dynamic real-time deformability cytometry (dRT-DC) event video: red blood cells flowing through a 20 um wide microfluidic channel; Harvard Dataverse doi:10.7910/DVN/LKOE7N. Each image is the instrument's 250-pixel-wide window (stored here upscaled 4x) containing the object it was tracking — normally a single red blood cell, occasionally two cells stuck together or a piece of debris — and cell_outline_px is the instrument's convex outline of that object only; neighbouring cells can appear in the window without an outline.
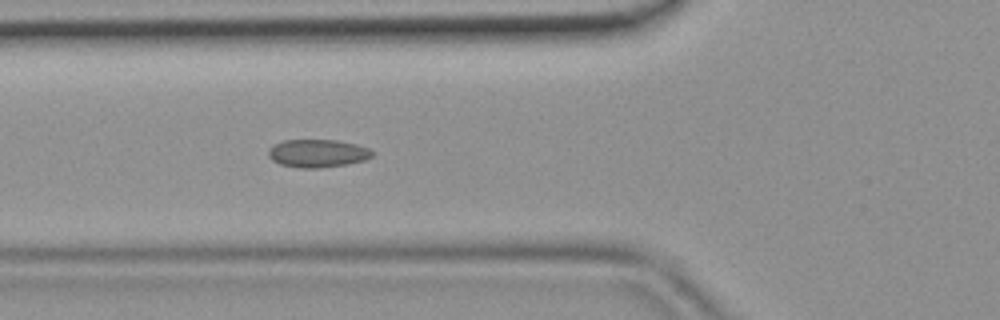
{"species": "common noctule bat (a hibernating species)", "species_latin": "Nyctalus noctula", "temperature_condition": "room temperature", "stored_images_in_passage": 46, "camera_frame_rate_fps": 3000, "um_per_image_px": 0.085, "animal": {"sex": "female", "body_mass_g": 19.9}, "frame": {"image": 1, "passage_image": 17, "time_ms": 5.333, "image_size_px": [1000, 320], "cell_outline_px": [[372, 156], [364, 160], [348, 164], [320, 168], [300, 168], [280, 164], [272, 160], [268, 156], [268, 148], [284, 140], [336, 140], [356, 144], [368, 148], [372, 152]], "centroid_in_image_um": [26.97, 13.04], "position_along_channel_um": 98.8, "area_um2": 16.88}}
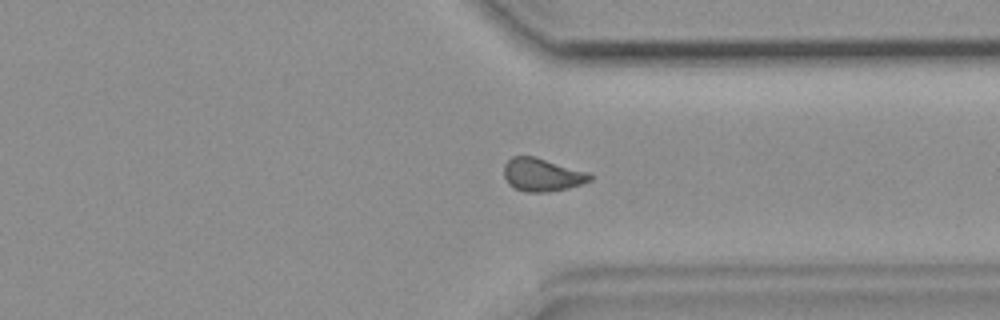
{"frame": {"image": 2, "passage_image": 35, "time_ms": 11.333, "image_size_px": [1000, 320], "cell_outline_px": [[592, 180], [568, 188], [544, 192], [528, 192], [516, 188], [508, 184], [504, 176], [504, 164], [512, 156], [536, 156], [588, 172], [592, 176]], "centroid_in_image_um": [46.07, 14.84], "position_along_channel_um": 365.3, "area_um2": 16.53}}
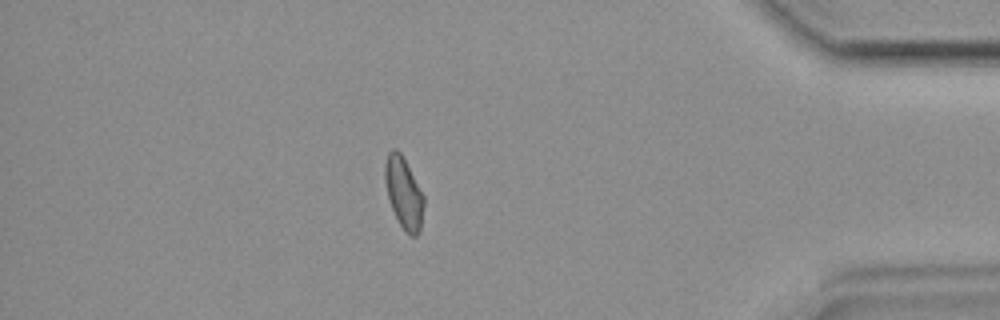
{"frame": {"image": 3, "passage_image": 40, "time_ms": 13.0, "image_size_px": [1000, 320], "cell_outline_px": [[424, 204], [420, 232], [416, 236], [412, 236], [404, 232], [388, 200], [384, 180], [384, 164], [388, 152], [392, 148], [396, 148], [400, 152], [424, 196]], "centroid_in_image_um": [34.3, 16.4], "position_along_channel_um": 400.9, "area_um2": 16.18}}